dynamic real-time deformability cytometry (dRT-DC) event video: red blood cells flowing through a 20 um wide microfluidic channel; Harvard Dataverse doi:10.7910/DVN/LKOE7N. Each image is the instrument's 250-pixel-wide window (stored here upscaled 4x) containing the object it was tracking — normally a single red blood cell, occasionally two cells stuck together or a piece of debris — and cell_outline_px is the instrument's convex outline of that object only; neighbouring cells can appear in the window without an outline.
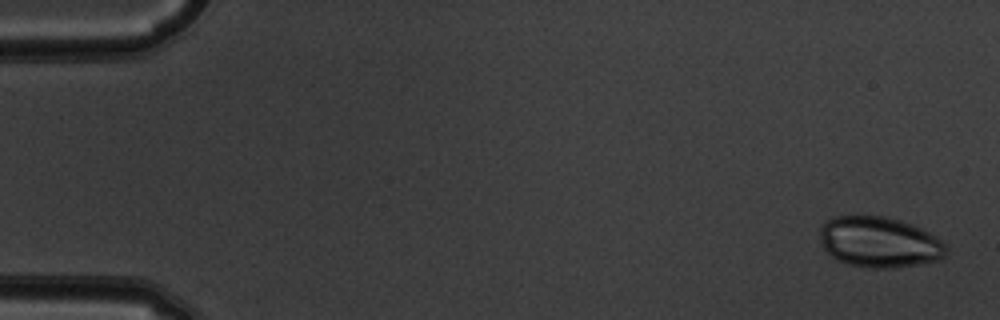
{"species": "common noctule bat (a hibernating species)", "species_latin": "Nyctalus noctula", "temperature_condition": "warm", "stored_images_in_passage": 53, "camera_frame_rate_fps": 3000, "um_per_image_px": 0.085, "animal": {"sex": "male", "body_mass_g": 19.5, "forearm_length_mm": 54.6}, "frame": {"image": 1, "passage_image": 2, "time_ms": 0.333, "image_size_px": [1000, 320], "cell_outline_px": [[948, 248], [944, 256], [940, 260], [920, 264], [896, 268], [868, 268], [848, 264], [832, 256], [824, 248], [820, 240], [820, 228], [828, 220], [836, 216], [888, 216], [912, 224], [936, 236]], "centroid_in_image_um": [74.77, 20.59], "position_along_channel_um": 10.2, "area_um2": 37.34}}
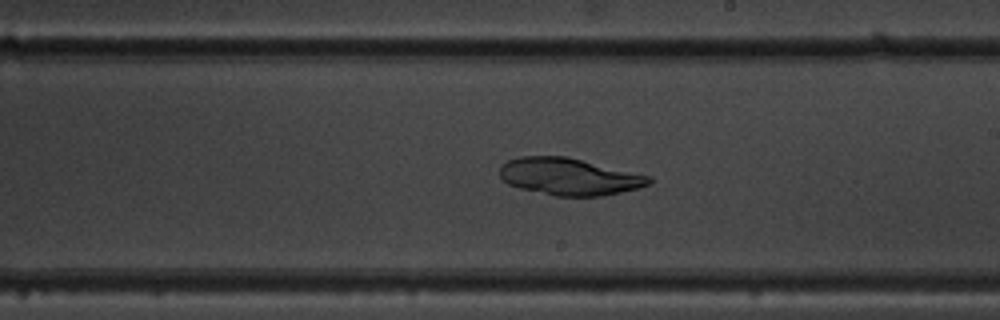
{"frame": {"image": 2, "passage_image": 31, "time_ms": 10.0, "image_size_px": [1000, 320], "cell_outline_px": [[652, 180], [648, 184], [640, 188], [600, 196], [556, 196], [520, 188], [508, 184], [500, 176], [500, 168], [508, 160], [520, 156], [564, 156], [652, 176]], "centroid_in_image_um": [48.39, 15.01], "position_along_channel_um": 240.6, "area_um2": 31.96}}
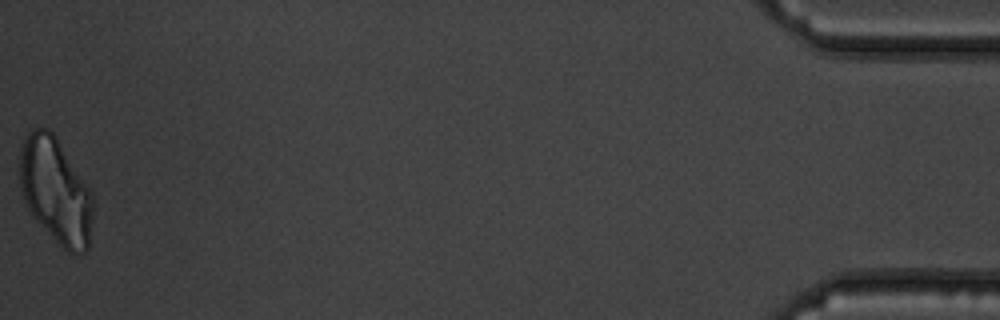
{"frame": {"image": 3, "passage_image": 53, "time_ms": 17.333, "image_size_px": [1000, 320], "cell_outline_px": [[92, 216], [88, 248], [80, 256], [68, 252], [32, 216], [24, 200], [20, 188], [20, 148], [28, 132], [32, 128], [48, 128], [56, 136], [92, 192]], "centroid_in_image_um": [4.72, 16.2], "position_along_channel_um": 430.5, "area_um2": 44.85}}